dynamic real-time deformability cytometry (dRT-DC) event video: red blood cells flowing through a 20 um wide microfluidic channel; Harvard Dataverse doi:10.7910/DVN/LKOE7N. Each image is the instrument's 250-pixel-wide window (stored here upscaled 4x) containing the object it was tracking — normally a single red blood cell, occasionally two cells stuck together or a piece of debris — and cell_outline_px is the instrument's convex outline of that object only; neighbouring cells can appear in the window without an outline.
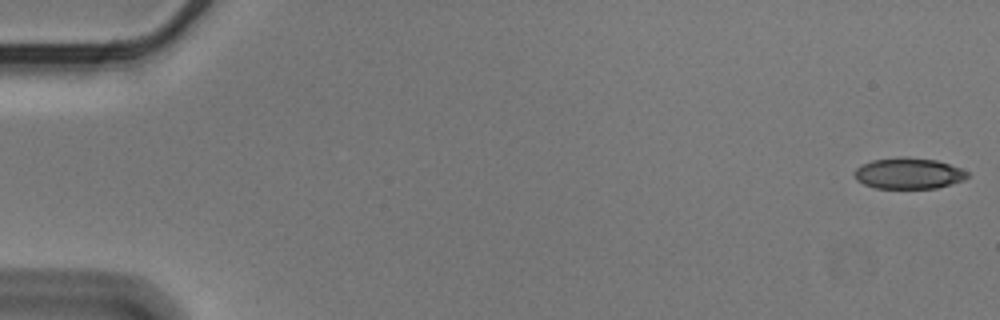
{"species": "Egyptian fruit bat (a non-hibernating species)", "species_latin": "Rousettus aegyptiacus", "temperature_condition": "cold", "stored_images_in_passage": 56, "camera_frame_rate_fps": 3000, "um_per_image_px": 0.085, "animal": {"sex": "male"}, "frame": {"image": 1, "passage_image": 1, "time_ms": 0.0, "image_size_px": [1000, 320], "cell_outline_px": [[968, 176], [964, 180], [936, 188], [876, 188], [864, 184], [856, 180], [856, 168], [872, 160], [900, 156], [936, 160], [960, 168], [968, 172]], "centroid_in_image_um": [77.24, 14.73], "position_along_channel_um": 7.8, "area_um2": 20.23}}
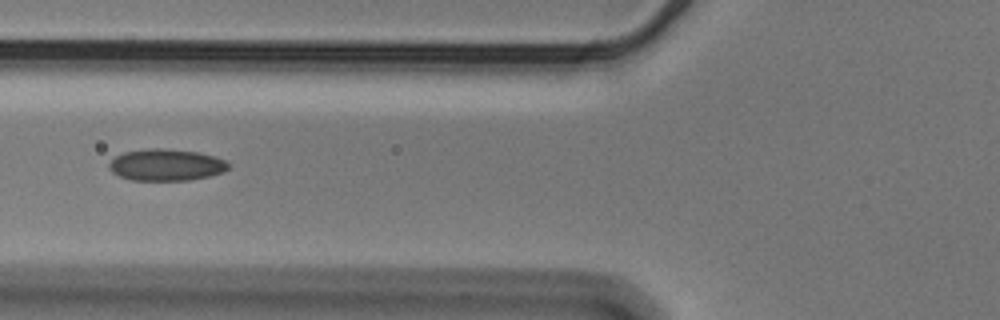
{"frame": {"image": 2, "passage_image": 22, "time_ms": 7.0, "image_size_px": [1000, 320], "cell_outline_px": [[228, 168], [224, 172], [208, 176], [188, 180], [132, 180], [120, 176], [112, 172], [108, 168], [108, 164], [116, 156], [124, 152], [148, 148], [164, 148], [196, 152], [216, 156], [228, 160]], "centroid_in_image_um": [14.13, 14.01], "position_along_channel_um": 111.7, "area_um2": 22.08}}
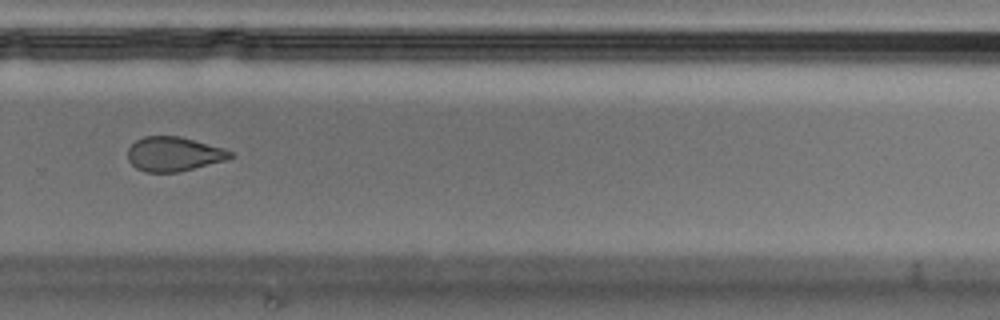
{"frame": {"image": 3, "passage_image": 39, "time_ms": 12.667, "image_size_px": [1000, 320], "cell_outline_px": [[236, 156], [224, 160], [180, 172], [144, 172], [136, 168], [128, 160], [128, 148], [136, 140], [144, 136], [180, 136], [224, 148], [232, 152]], "centroid_in_image_um": [14.77, 13.09], "position_along_channel_um": 315.0, "area_um2": 20.58}, "authors_computed_cell_mechanics": {"area_um2": 21.7906, "velocity_mm_per_s": 3.5916, "shape_relaxation_time_tau1_ms": null, "shape_relaxation_time_tau2_ms": 2.6926, "deformation_change_tau1": null, "deformation_change_tau2": 0.0919}}